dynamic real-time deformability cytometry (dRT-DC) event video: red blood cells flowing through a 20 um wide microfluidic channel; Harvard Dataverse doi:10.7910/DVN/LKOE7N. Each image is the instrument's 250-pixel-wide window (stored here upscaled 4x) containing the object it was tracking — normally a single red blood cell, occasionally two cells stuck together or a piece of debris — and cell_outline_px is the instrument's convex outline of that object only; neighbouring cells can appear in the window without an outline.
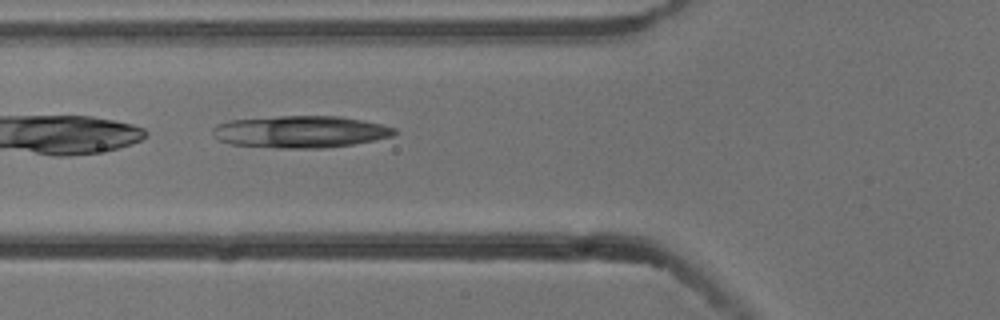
{"species": "common noctule bat (a hibernating species)", "species_latin": "Nyctalus noctula", "temperature_condition": "cold", "stored_images_in_passage": 2, "camera_frame_rate_fps": 3000, "um_per_image_px": 0.085, "animal": {"sex": "male", "body_mass_g": 13.3}, "frame": {"image": 1, "passage_image": 2, "time_ms": 0.333, "image_size_px": [1000, 320], "cell_outline_px": [[396, 132], [392, 136], [376, 140], [352, 144], [324, 148], [280, 148], [232, 144], [220, 140], [212, 132], [212, 128], [216, 124], [228, 120], [276, 116], [340, 116], [364, 120], [396, 128]], "centroid_in_image_um": [25.54, 11.19], "position_along_channel_um": 100.3, "area_um2": 33.93}}